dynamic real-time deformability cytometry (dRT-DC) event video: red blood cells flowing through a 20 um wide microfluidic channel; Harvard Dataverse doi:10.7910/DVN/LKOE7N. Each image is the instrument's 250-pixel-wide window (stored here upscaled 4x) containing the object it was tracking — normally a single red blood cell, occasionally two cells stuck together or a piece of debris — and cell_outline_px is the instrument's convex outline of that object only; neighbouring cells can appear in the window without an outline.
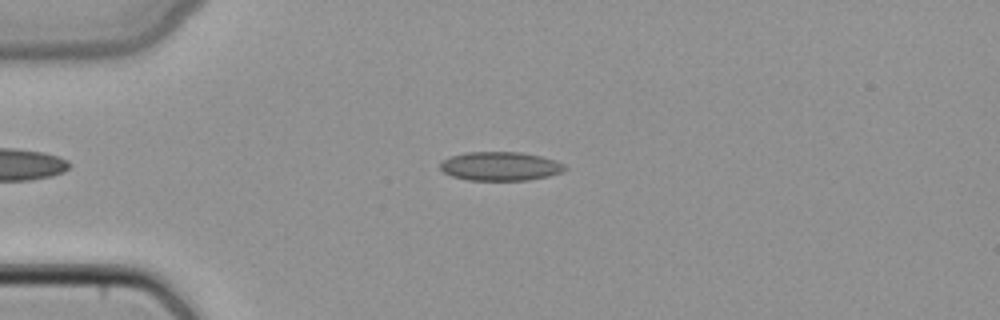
{"species": "common noctule bat (a hibernating species)", "species_latin": "Nyctalus noctula", "temperature_condition": "cold", "stored_images_in_passage": 47, "camera_frame_rate_fps": 3000, "um_per_image_px": 0.085, "animal": {"sex": "female", "body_mass_g": 22.7, "forearm_length_mm": 54.2}, "frame": {"image": 1, "passage_image": 11, "time_ms": 3.333, "image_size_px": [1000, 320], "cell_outline_px": [[568, 168], [560, 172], [548, 176], [528, 180], [468, 180], [452, 176], [444, 172], [440, 168], [440, 164], [444, 160], [452, 156], [464, 152], [520, 152], [540, 156], [556, 160], [564, 164]], "centroid_in_image_um": [42.53, 14.13], "position_along_channel_um": 42.5, "area_um2": 20.87}}
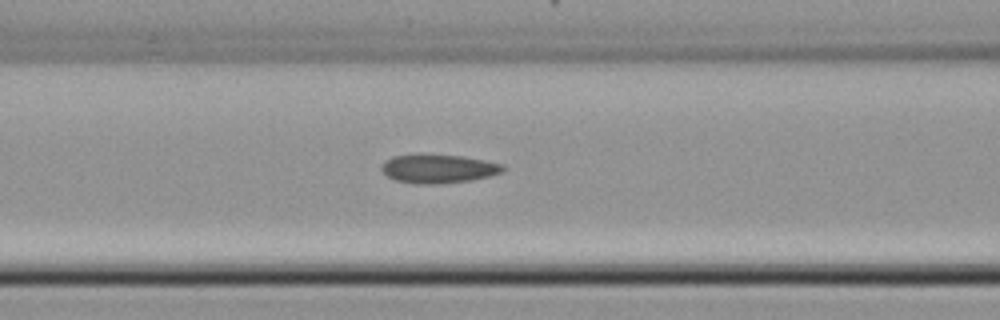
{"frame": {"image": 2, "passage_image": 19, "time_ms": 6.0, "image_size_px": [1000, 320], "cell_outline_px": [[504, 168], [500, 172], [488, 176], [472, 180], [440, 184], [416, 184], [396, 180], [388, 176], [380, 168], [384, 160], [392, 156], [416, 152], [420, 152], [464, 156], [504, 164]], "centroid_in_image_um": [37.2, 14.3], "position_along_channel_um": 129.4, "area_um2": 20.92}}
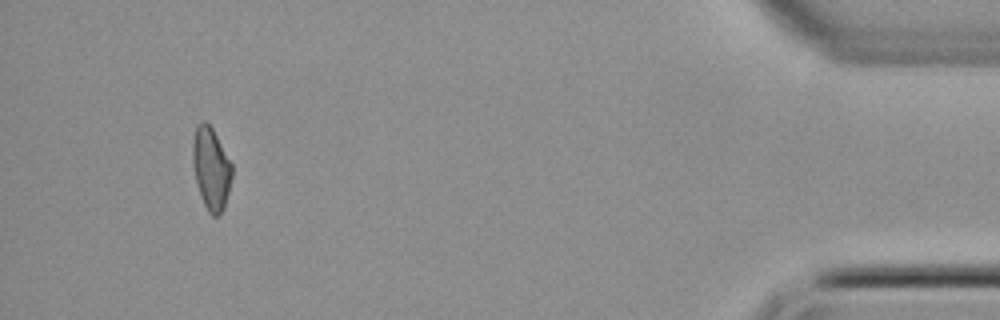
{"frame": {"image": 3, "passage_image": 44, "time_ms": 14.333, "image_size_px": [1000, 320], "cell_outline_px": [[232, 176], [224, 208], [216, 216], [212, 216], [208, 212], [204, 204], [196, 180], [192, 160], [192, 144], [196, 124], [200, 120], [204, 120], [212, 128], [232, 164]], "centroid_in_image_um": [17.93, 14.28], "position_along_channel_um": 417.3, "area_um2": 18.67}}